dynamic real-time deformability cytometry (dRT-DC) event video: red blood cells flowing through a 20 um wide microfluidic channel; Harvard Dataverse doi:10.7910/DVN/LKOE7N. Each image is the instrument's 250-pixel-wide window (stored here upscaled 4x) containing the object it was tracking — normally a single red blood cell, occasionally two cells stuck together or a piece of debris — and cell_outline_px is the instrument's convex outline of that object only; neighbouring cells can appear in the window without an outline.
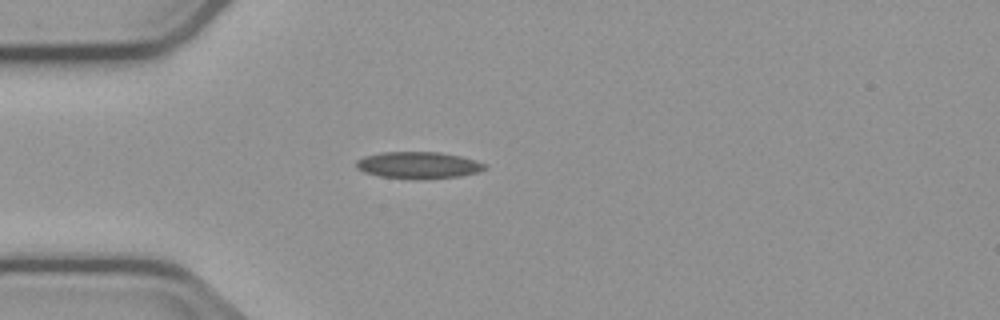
{"species": "common noctule bat (a hibernating species)", "species_latin": "Nyctalus noctula", "temperature_condition": "cold", "stored_images_in_passage": 3, "camera_frame_rate_fps": 3000, "um_per_image_px": 0.085, "animal": {"sex": "male", "body_mass_g": 23.1, "forearm_length_mm": 52.7}, "frame": {"image": 1, "passage_image": 3, "time_ms": 3.0, "image_size_px": [1000, 320], "cell_outline_px": [[488, 168], [476, 172], [460, 176], [424, 180], [412, 180], [380, 176], [364, 172], [356, 168], [356, 160], [364, 156], [384, 152], [440, 152], [460, 156], [476, 160], [484, 164]], "centroid_in_image_um": [35.55, 14.05], "position_along_channel_um": 49.5, "area_um2": 20.29}}